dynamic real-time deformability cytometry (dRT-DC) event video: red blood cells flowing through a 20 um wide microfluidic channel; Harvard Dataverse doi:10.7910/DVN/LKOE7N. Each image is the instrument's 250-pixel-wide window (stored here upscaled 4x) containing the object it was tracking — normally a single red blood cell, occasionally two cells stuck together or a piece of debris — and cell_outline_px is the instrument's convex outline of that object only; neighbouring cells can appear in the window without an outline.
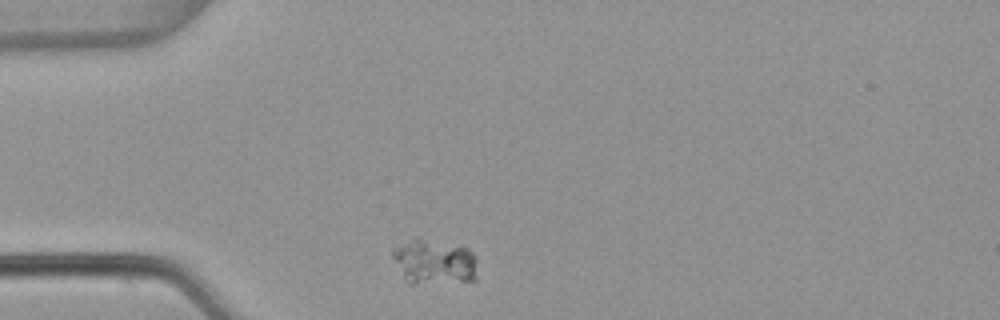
{"species": "common noctule bat (a hibernating species)", "species_latin": "Nyctalus noctula", "temperature_condition": "warm", "stored_images_in_passage": 3, "camera_frame_rate_fps": 3000, "um_per_image_px": 0.085, "animal": {"sex": "female", "body_mass_g": 22.7, "forearm_length_mm": 54.2}, "frame": {"image": 1, "passage_image": 1, "time_ms": 0.0, "image_size_px": [1000, 320], "cell_outline_px": [[476, 280], [412, 284], [408, 284], [404, 280], [392, 256], [392, 248], [412, 236], [420, 236], [468, 248], [476, 256]], "centroid_in_image_um": [36.86, 22.22], "position_along_channel_um": 48.1, "area_um2": 22.89}}
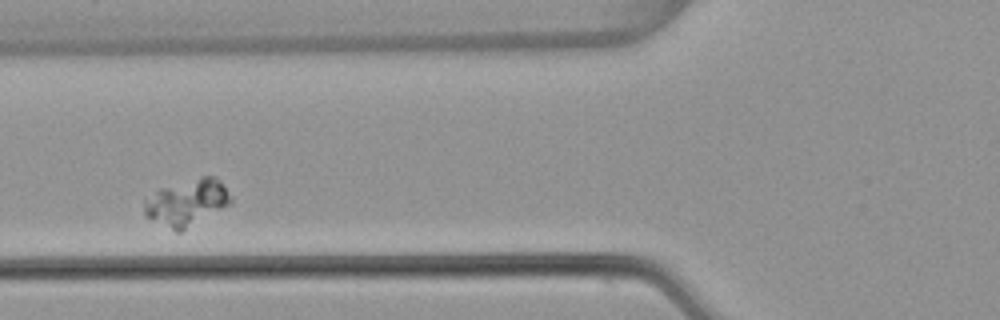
{"frame": {"image": 2, "passage_image": 3, "time_ms": 0.667, "image_size_px": [1000, 320], "cell_outline_px": [[232, 200], [228, 204], [180, 232], [176, 232], [148, 216], [144, 212], [144, 200], [160, 188], [200, 176], [216, 176]], "centroid_in_image_um": [15.86, 17.19], "position_along_channel_um": 109.9, "area_um2": 22.54}}